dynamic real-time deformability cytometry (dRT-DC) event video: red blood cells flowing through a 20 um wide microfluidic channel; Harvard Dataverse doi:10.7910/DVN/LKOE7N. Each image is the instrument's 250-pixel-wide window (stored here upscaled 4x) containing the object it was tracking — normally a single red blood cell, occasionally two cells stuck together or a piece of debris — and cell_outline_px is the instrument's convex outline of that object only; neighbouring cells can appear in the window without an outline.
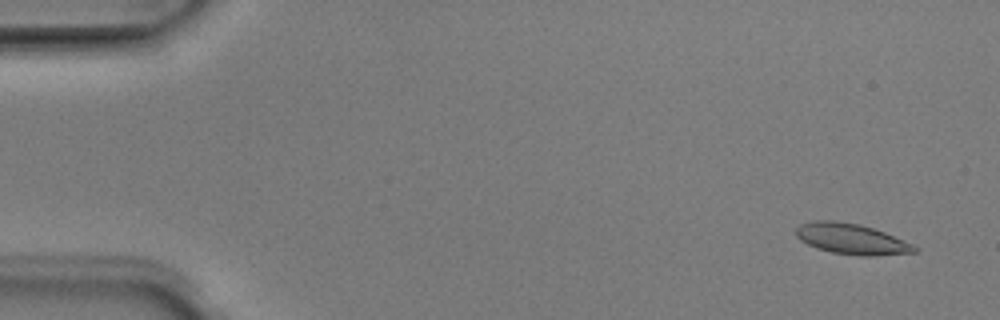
{"species": "Egyptian fruit bat (a non-hibernating species)", "species_latin": "Rousettus aegyptiacus", "temperature_condition": "room temperature", "stored_images_in_passage": 51, "camera_frame_rate_fps": 3000, "um_per_image_px": 0.085, "animal": {"sex": "male"}, "frame": {"image": 1, "passage_image": 3, "time_ms": 0.667, "image_size_px": [1000, 320], "cell_outline_px": [[920, 248], [916, 252], [872, 256], [860, 256], [832, 252], [816, 248], [800, 240], [796, 236], [796, 228], [800, 224], [812, 220], [836, 220], [860, 224], [884, 232], [912, 244]], "centroid_in_image_um": [72.35, 20.3], "position_along_channel_um": 12.6, "area_um2": 21.21}}
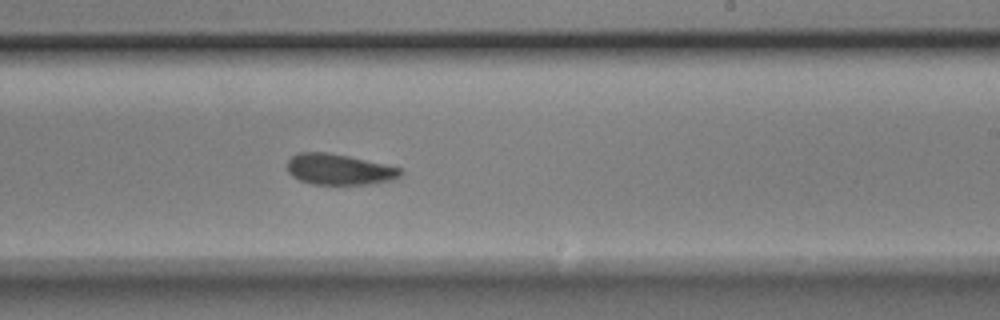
{"frame": {"image": 2, "passage_image": 31, "time_ms": 10.0, "image_size_px": [1000, 320], "cell_outline_px": [[404, 172], [400, 176], [392, 180], [368, 184], [312, 184], [300, 180], [292, 176], [288, 172], [288, 160], [292, 156], [300, 152], [328, 152], [348, 156], [384, 164], [400, 168]], "centroid_in_image_um": [28.82, 14.4], "position_along_channel_um": 260.2, "area_um2": 20.23}}
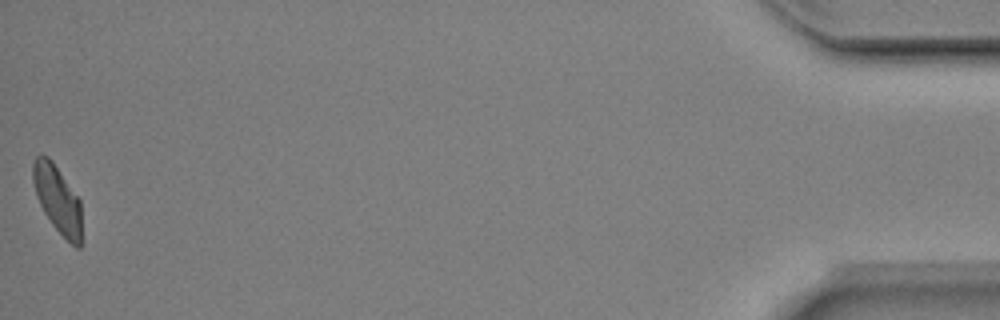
{"frame": {"image": 3, "passage_image": 51, "time_ms": 16.667, "image_size_px": [1000, 320], "cell_outline_px": [[80, 248], [76, 248], [52, 224], [44, 212], [36, 196], [32, 180], [32, 164], [36, 156], [48, 156], [52, 160], [80, 200]], "centroid_in_image_um": [4.86, 16.89], "position_along_channel_um": 430.3, "area_um2": 18.79}, "authors_computed_cell_mechanics": {"area_um2": 20.8658, "velocity_mm_per_s": 3.9767, "shape_relaxation_time_tau1_ms": 5.667, "shape_relaxation_time_tau2_ms": 2.5903, "deformation_change_tau1": 0.1348, "deformation_change_tau2": 0.0845}}